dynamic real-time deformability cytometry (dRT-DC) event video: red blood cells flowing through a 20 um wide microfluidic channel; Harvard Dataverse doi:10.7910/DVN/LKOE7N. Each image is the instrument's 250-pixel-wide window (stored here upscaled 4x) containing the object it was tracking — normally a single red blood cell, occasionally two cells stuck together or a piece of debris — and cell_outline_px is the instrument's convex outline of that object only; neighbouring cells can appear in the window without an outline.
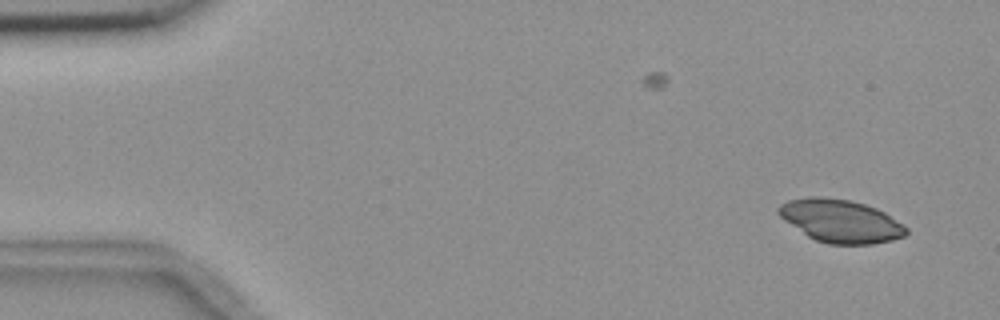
{"species": "common noctule bat (a hibernating species)", "species_latin": "Nyctalus noctula", "temperature_condition": "room temperature", "stored_images_in_passage": 4, "camera_frame_rate_fps": 3000, "um_per_image_px": 0.085, "animal": {"sex": "female", "body_mass_g": 18.4}, "frame": {"image": 1, "passage_image": 1, "time_ms": 0.0, "image_size_px": [1000, 320], "cell_outline_px": [[908, 232], [904, 236], [892, 240], [872, 244], [828, 244], [816, 240], [808, 236], [784, 220], [776, 212], [776, 208], [780, 204], [788, 200], [808, 196], [820, 196], [848, 200], [864, 204], [876, 208], [884, 212], [904, 224], [908, 228]], "centroid_in_image_um": [71.44, 18.78], "position_along_channel_um": 13.6, "area_um2": 32.02}}